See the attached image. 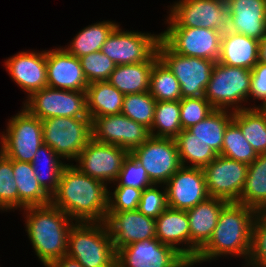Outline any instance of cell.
I'll return each instance as SVG.
<instances>
[{
  "label": "cell",
  "mask_w": 266,
  "mask_h": 267,
  "mask_svg": "<svg viewBox=\"0 0 266 267\" xmlns=\"http://www.w3.org/2000/svg\"><path fill=\"white\" fill-rule=\"evenodd\" d=\"M73 164L67 163L62 169L57 190L51 195V204L74 222H105L109 188Z\"/></svg>",
  "instance_id": "1"
},
{
  "label": "cell",
  "mask_w": 266,
  "mask_h": 267,
  "mask_svg": "<svg viewBox=\"0 0 266 267\" xmlns=\"http://www.w3.org/2000/svg\"><path fill=\"white\" fill-rule=\"evenodd\" d=\"M257 213V210L244 204L228 202L220 212L211 238L198 251L190 266L211 263L219 257L235 256L245 259V267L250 256L252 230Z\"/></svg>",
  "instance_id": "2"
},
{
  "label": "cell",
  "mask_w": 266,
  "mask_h": 267,
  "mask_svg": "<svg viewBox=\"0 0 266 267\" xmlns=\"http://www.w3.org/2000/svg\"><path fill=\"white\" fill-rule=\"evenodd\" d=\"M25 231L38 260L45 267L65 256L73 220L51 203L23 209Z\"/></svg>",
  "instance_id": "3"
},
{
  "label": "cell",
  "mask_w": 266,
  "mask_h": 267,
  "mask_svg": "<svg viewBox=\"0 0 266 267\" xmlns=\"http://www.w3.org/2000/svg\"><path fill=\"white\" fill-rule=\"evenodd\" d=\"M66 255L83 267H116L117 251L105 222H74Z\"/></svg>",
  "instance_id": "4"
},
{
  "label": "cell",
  "mask_w": 266,
  "mask_h": 267,
  "mask_svg": "<svg viewBox=\"0 0 266 267\" xmlns=\"http://www.w3.org/2000/svg\"><path fill=\"white\" fill-rule=\"evenodd\" d=\"M250 90L251 70L215 62L204 97L215 109L237 111L250 108Z\"/></svg>",
  "instance_id": "5"
},
{
  "label": "cell",
  "mask_w": 266,
  "mask_h": 267,
  "mask_svg": "<svg viewBox=\"0 0 266 267\" xmlns=\"http://www.w3.org/2000/svg\"><path fill=\"white\" fill-rule=\"evenodd\" d=\"M41 121L43 144L52 148L63 162L75 161L92 138L90 118L52 117Z\"/></svg>",
  "instance_id": "6"
},
{
  "label": "cell",
  "mask_w": 266,
  "mask_h": 267,
  "mask_svg": "<svg viewBox=\"0 0 266 267\" xmlns=\"http://www.w3.org/2000/svg\"><path fill=\"white\" fill-rule=\"evenodd\" d=\"M22 108L8 120L6 133L0 136V150L11 160L31 162L43 144L42 121Z\"/></svg>",
  "instance_id": "7"
},
{
  "label": "cell",
  "mask_w": 266,
  "mask_h": 267,
  "mask_svg": "<svg viewBox=\"0 0 266 267\" xmlns=\"http://www.w3.org/2000/svg\"><path fill=\"white\" fill-rule=\"evenodd\" d=\"M168 13V27L207 28L221 33L229 28L226 0H178Z\"/></svg>",
  "instance_id": "8"
},
{
  "label": "cell",
  "mask_w": 266,
  "mask_h": 267,
  "mask_svg": "<svg viewBox=\"0 0 266 267\" xmlns=\"http://www.w3.org/2000/svg\"><path fill=\"white\" fill-rule=\"evenodd\" d=\"M157 54L179 81L182 98L205 95L214 68V61L179 55L173 52L161 39L157 46Z\"/></svg>",
  "instance_id": "9"
},
{
  "label": "cell",
  "mask_w": 266,
  "mask_h": 267,
  "mask_svg": "<svg viewBox=\"0 0 266 267\" xmlns=\"http://www.w3.org/2000/svg\"><path fill=\"white\" fill-rule=\"evenodd\" d=\"M32 115L40 120L52 117L89 118L87 114L86 92L42 88L23 102Z\"/></svg>",
  "instance_id": "10"
},
{
  "label": "cell",
  "mask_w": 266,
  "mask_h": 267,
  "mask_svg": "<svg viewBox=\"0 0 266 267\" xmlns=\"http://www.w3.org/2000/svg\"><path fill=\"white\" fill-rule=\"evenodd\" d=\"M130 154L139 162L153 184H165L182 166L173 138L150 136Z\"/></svg>",
  "instance_id": "11"
},
{
  "label": "cell",
  "mask_w": 266,
  "mask_h": 267,
  "mask_svg": "<svg viewBox=\"0 0 266 267\" xmlns=\"http://www.w3.org/2000/svg\"><path fill=\"white\" fill-rule=\"evenodd\" d=\"M160 39L175 53L218 62L221 35L218 30L190 27H166Z\"/></svg>",
  "instance_id": "12"
},
{
  "label": "cell",
  "mask_w": 266,
  "mask_h": 267,
  "mask_svg": "<svg viewBox=\"0 0 266 267\" xmlns=\"http://www.w3.org/2000/svg\"><path fill=\"white\" fill-rule=\"evenodd\" d=\"M159 34L125 31L118 24L108 36L101 52L117 66L146 62L156 51Z\"/></svg>",
  "instance_id": "13"
},
{
  "label": "cell",
  "mask_w": 266,
  "mask_h": 267,
  "mask_svg": "<svg viewBox=\"0 0 266 267\" xmlns=\"http://www.w3.org/2000/svg\"><path fill=\"white\" fill-rule=\"evenodd\" d=\"M116 267H191L175 248L157 238L137 241L117 250Z\"/></svg>",
  "instance_id": "14"
},
{
  "label": "cell",
  "mask_w": 266,
  "mask_h": 267,
  "mask_svg": "<svg viewBox=\"0 0 266 267\" xmlns=\"http://www.w3.org/2000/svg\"><path fill=\"white\" fill-rule=\"evenodd\" d=\"M129 152L117 145L102 143L91 138L80 152L74 165L82 173L108 184L114 183Z\"/></svg>",
  "instance_id": "15"
},
{
  "label": "cell",
  "mask_w": 266,
  "mask_h": 267,
  "mask_svg": "<svg viewBox=\"0 0 266 267\" xmlns=\"http://www.w3.org/2000/svg\"><path fill=\"white\" fill-rule=\"evenodd\" d=\"M203 171L209 197L239 201L247 177V164L218 155Z\"/></svg>",
  "instance_id": "16"
},
{
  "label": "cell",
  "mask_w": 266,
  "mask_h": 267,
  "mask_svg": "<svg viewBox=\"0 0 266 267\" xmlns=\"http://www.w3.org/2000/svg\"><path fill=\"white\" fill-rule=\"evenodd\" d=\"M91 130L94 140L117 145L129 153L151 136L147 127L122 113L92 119Z\"/></svg>",
  "instance_id": "17"
},
{
  "label": "cell",
  "mask_w": 266,
  "mask_h": 267,
  "mask_svg": "<svg viewBox=\"0 0 266 267\" xmlns=\"http://www.w3.org/2000/svg\"><path fill=\"white\" fill-rule=\"evenodd\" d=\"M164 185L173 209L188 210L209 197L203 168L181 166Z\"/></svg>",
  "instance_id": "18"
},
{
  "label": "cell",
  "mask_w": 266,
  "mask_h": 267,
  "mask_svg": "<svg viewBox=\"0 0 266 267\" xmlns=\"http://www.w3.org/2000/svg\"><path fill=\"white\" fill-rule=\"evenodd\" d=\"M105 224L116 251L137 241L156 238L155 219L147 217L138 209L107 212Z\"/></svg>",
  "instance_id": "19"
},
{
  "label": "cell",
  "mask_w": 266,
  "mask_h": 267,
  "mask_svg": "<svg viewBox=\"0 0 266 267\" xmlns=\"http://www.w3.org/2000/svg\"><path fill=\"white\" fill-rule=\"evenodd\" d=\"M6 71L29 98L47 87L46 50L21 51L5 61Z\"/></svg>",
  "instance_id": "20"
},
{
  "label": "cell",
  "mask_w": 266,
  "mask_h": 267,
  "mask_svg": "<svg viewBox=\"0 0 266 267\" xmlns=\"http://www.w3.org/2000/svg\"><path fill=\"white\" fill-rule=\"evenodd\" d=\"M47 86L56 89L86 92L89 85L79 58L62 46L46 50Z\"/></svg>",
  "instance_id": "21"
},
{
  "label": "cell",
  "mask_w": 266,
  "mask_h": 267,
  "mask_svg": "<svg viewBox=\"0 0 266 267\" xmlns=\"http://www.w3.org/2000/svg\"><path fill=\"white\" fill-rule=\"evenodd\" d=\"M227 203L228 201L221 198L208 197L186 210L190 228V263L211 238L220 212Z\"/></svg>",
  "instance_id": "22"
},
{
  "label": "cell",
  "mask_w": 266,
  "mask_h": 267,
  "mask_svg": "<svg viewBox=\"0 0 266 267\" xmlns=\"http://www.w3.org/2000/svg\"><path fill=\"white\" fill-rule=\"evenodd\" d=\"M229 31L261 40L266 35V0H226Z\"/></svg>",
  "instance_id": "23"
},
{
  "label": "cell",
  "mask_w": 266,
  "mask_h": 267,
  "mask_svg": "<svg viewBox=\"0 0 266 267\" xmlns=\"http://www.w3.org/2000/svg\"><path fill=\"white\" fill-rule=\"evenodd\" d=\"M155 227L156 238L175 248L190 262V228L186 210L167 207L155 219Z\"/></svg>",
  "instance_id": "24"
},
{
  "label": "cell",
  "mask_w": 266,
  "mask_h": 267,
  "mask_svg": "<svg viewBox=\"0 0 266 267\" xmlns=\"http://www.w3.org/2000/svg\"><path fill=\"white\" fill-rule=\"evenodd\" d=\"M259 61V40L227 30L221 35L218 62L251 70Z\"/></svg>",
  "instance_id": "25"
},
{
  "label": "cell",
  "mask_w": 266,
  "mask_h": 267,
  "mask_svg": "<svg viewBox=\"0 0 266 267\" xmlns=\"http://www.w3.org/2000/svg\"><path fill=\"white\" fill-rule=\"evenodd\" d=\"M158 59L156 51L146 62L118 65L110 74L108 82L124 95L147 92L152 67Z\"/></svg>",
  "instance_id": "26"
},
{
  "label": "cell",
  "mask_w": 266,
  "mask_h": 267,
  "mask_svg": "<svg viewBox=\"0 0 266 267\" xmlns=\"http://www.w3.org/2000/svg\"><path fill=\"white\" fill-rule=\"evenodd\" d=\"M124 94L108 81L90 83L86 90L87 114L92 120L96 117L120 114Z\"/></svg>",
  "instance_id": "27"
},
{
  "label": "cell",
  "mask_w": 266,
  "mask_h": 267,
  "mask_svg": "<svg viewBox=\"0 0 266 267\" xmlns=\"http://www.w3.org/2000/svg\"><path fill=\"white\" fill-rule=\"evenodd\" d=\"M14 179L19 193V208L44 206L51 203V196L38 183L30 162L13 160Z\"/></svg>",
  "instance_id": "28"
},
{
  "label": "cell",
  "mask_w": 266,
  "mask_h": 267,
  "mask_svg": "<svg viewBox=\"0 0 266 267\" xmlns=\"http://www.w3.org/2000/svg\"><path fill=\"white\" fill-rule=\"evenodd\" d=\"M238 203L266 211V153L248 165L247 177Z\"/></svg>",
  "instance_id": "29"
},
{
  "label": "cell",
  "mask_w": 266,
  "mask_h": 267,
  "mask_svg": "<svg viewBox=\"0 0 266 267\" xmlns=\"http://www.w3.org/2000/svg\"><path fill=\"white\" fill-rule=\"evenodd\" d=\"M117 25L115 21L109 20L88 25L80 30L64 49L77 58L101 51L103 44Z\"/></svg>",
  "instance_id": "30"
},
{
  "label": "cell",
  "mask_w": 266,
  "mask_h": 267,
  "mask_svg": "<svg viewBox=\"0 0 266 267\" xmlns=\"http://www.w3.org/2000/svg\"><path fill=\"white\" fill-rule=\"evenodd\" d=\"M56 152L42 144L30 162L38 183L51 196L58 187L61 171L66 165Z\"/></svg>",
  "instance_id": "31"
},
{
  "label": "cell",
  "mask_w": 266,
  "mask_h": 267,
  "mask_svg": "<svg viewBox=\"0 0 266 267\" xmlns=\"http://www.w3.org/2000/svg\"><path fill=\"white\" fill-rule=\"evenodd\" d=\"M233 120V111L215 109L204 120L187 130L198 140L208 144L219 155L221 153L225 129Z\"/></svg>",
  "instance_id": "32"
},
{
  "label": "cell",
  "mask_w": 266,
  "mask_h": 267,
  "mask_svg": "<svg viewBox=\"0 0 266 267\" xmlns=\"http://www.w3.org/2000/svg\"><path fill=\"white\" fill-rule=\"evenodd\" d=\"M174 140L184 167L204 168L218 156L212 147L198 140L187 129H183Z\"/></svg>",
  "instance_id": "33"
},
{
  "label": "cell",
  "mask_w": 266,
  "mask_h": 267,
  "mask_svg": "<svg viewBox=\"0 0 266 267\" xmlns=\"http://www.w3.org/2000/svg\"><path fill=\"white\" fill-rule=\"evenodd\" d=\"M233 121L258 155L266 153V115L258 108L233 111Z\"/></svg>",
  "instance_id": "34"
},
{
  "label": "cell",
  "mask_w": 266,
  "mask_h": 267,
  "mask_svg": "<svg viewBox=\"0 0 266 267\" xmlns=\"http://www.w3.org/2000/svg\"><path fill=\"white\" fill-rule=\"evenodd\" d=\"M180 122V100L156 101L154 121L150 135L175 139L182 131Z\"/></svg>",
  "instance_id": "35"
},
{
  "label": "cell",
  "mask_w": 266,
  "mask_h": 267,
  "mask_svg": "<svg viewBox=\"0 0 266 267\" xmlns=\"http://www.w3.org/2000/svg\"><path fill=\"white\" fill-rule=\"evenodd\" d=\"M149 92L156 101H175L182 98L179 81L160 59L153 64Z\"/></svg>",
  "instance_id": "36"
},
{
  "label": "cell",
  "mask_w": 266,
  "mask_h": 267,
  "mask_svg": "<svg viewBox=\"0 0 266 267\" xmlns=\"http://www.w3.org/2000/svg\"><path fill=\"white\" fill-rule=\"evenodd\" d=\"M226 158L249 165L258 154L243 136L240 127L232 120L225 129L221 153Z\"/></svg>",
  "instance_id": "37"
},
{
  "label": "cell",
  "mask_w": 266,
  "mask_h": 267,
  "mask_svg": "<svg viewBox=\"0 0 266 267\" xmlns=\"http://www.w3.org/2000/svg\"><path fill=\"white\" fill-rule=\"evenodd\" d=\"M156 99L149 91L124 95L121 113L149 130L154 121Z\"/></svg>",
  "instance_id": "38"
},
{
  "label": "cell",
  "mask_w": 266,
  "mask_h": 267,
  "mask_svg": "<svg viewBox=\"0 0 266 267\" xmlns=\"http://www.w3.org/2000/svg\"><path fill=\"white\" fill-rule=\"evenodd\" d=\"M19 208V193L14 179L13 160L0 150V210Z\"/></svg>",
  "instance_id": "39"
},
{
  "label": "cell",
  "mask_w": 266,
  "mask_h": 267,
  "mask_svg": "<svg viewBox=\"0 0 266 267\" xmlns=\"http://www.w3.org/2000/svg\"><path fill=\"white\" fill-rule=\"evenodd\" d=\"M84 76L88 83L108 81L116 64L101 51L87 54L79 58Z\"/></svg>",
  "instance_id": "40"
},
{
  "label": "cell",
  "mask_w": 266,
  "mask_h": 267,
  "mask_svg": "<svg viewBox=\"0 0 266 267\" xmlns=\"http://www.w3.org/2000/svg\"><path fill=\"white\" fill-rule=\"evenodd\" d=\"M266 267V211H258L252 230L251 251L246 267Z\"/></svg>",
  "instance_id": "41"
},
{
  "label": "cell",
  "mask_w": 266,
  "mask_h": 267,
  "mask_svg": "<svg viewBox=\"0 0 266 267\" xmlns=\"http://www.w3.org/2000/svg\"><path fill=\"white\" fill-rule=\"evenodd\" d=\"M215 108L204 97H191L180 99V122L182 129L204 120Z\"/></svg>",
  "instance_id": "42"
},
{
  "label": "cell",
  "mask_w": 266,
  "mask_h": 267,
  "mask_svg": "<svg viewBox=\"0 0 266 267\" xmlns=\"http://www.w3.org/2000/svg\"><path fill=\"white\" fill-rule=\"evenodd\" d=\"M114 185H124L143 190L153 185V183L150 181L144 167L129 153L123 161L122 168Z\"/></svg>",
  "instance_id": "43"
},
{
  "label": "cell",
  "mask_w": 266,
  "mask_h": 267,
  "mask_svg": "<svg viewBox=\"0 0 266 267\" xmlns=\"http://www.w3.org/2000/svg\"><path fill=\"white\" fill-rule=\"evenodd\" d=\"M142 189L114 185V190H108L107 212H124L138 209L142 195Z\"/></svg>",
  "instance_id": "44"
},
{
  "label": "cell",
  "mask_w": 266,
  "mask_h": 267,
  "mask_svg": "<svg viewBox=\"0 0 266 267\" xmlns=\"http://www.w3.org/2000/svg\"><path fill=\"white\" fill-rule=\"evenodd\" d=\"M161 186V190L159 187ZM163 189V190H162ZM166 188L163 184H153L142 191L138 211L156 219L167 208Z\"/></svg>",
  "instance_id": "45"
},
{
  "label": "cell",
  "mask_w": 266,
  "mask_h": 267,
  "mask_svg": "<svg viewBox=\"0 0 266 267\" xmlns=\"http://www.w3.org/2000/svg\"><path fill=\"white\" fill-rule=\"evenodd\" d=\"M253 101L259 100L263 103L266 100V64L259 62L251 69V90L249 93Z\"/></svg>",
  "instance_id": "46"
},
{
  "label": "cell",
  "mask_w": 266,
  "mask_h": 267,
  "mask_svg": "<svg viewBox=\"0 0 266 267\" xmlns=\"http://www.w3.org/2000/svg\"><path fill=\"white\" fill-rule=\"evenodd\" d=\"M49 267H83L76 259L65 255L53 262Z\"/></svg>",
  "instance_id": "47"
},
{
  "label": "cell",
  "mask_w": 266,
  "mask_h": 267,
  "mask_svg": "<svg viewBox=\"0 0 266 267\" xmlns=\"http://www.w3.org/2000/svg\"><path fill=\"white\" fill-rule=\"evenodd\" d=\"M259 62L266 64V35L259 41Z\"/></svg>",
  "instance_id": "48"
},
{
  "label": "cell",
  "mask_w": 266,
  "mask_h": 267,
  "mask_svg": "<svg viewBox=\"0 0 266 267\" xmlns=\"http://www.w3.org/2000/svg\"><path fill=\"white\" fill-rule=\"evenodd\" d=\"M252 108H258L262 113L266 115V100L263 103H260V105H253Z\"/></svg>",
  "instance_id": "49"
}]
</instances>
